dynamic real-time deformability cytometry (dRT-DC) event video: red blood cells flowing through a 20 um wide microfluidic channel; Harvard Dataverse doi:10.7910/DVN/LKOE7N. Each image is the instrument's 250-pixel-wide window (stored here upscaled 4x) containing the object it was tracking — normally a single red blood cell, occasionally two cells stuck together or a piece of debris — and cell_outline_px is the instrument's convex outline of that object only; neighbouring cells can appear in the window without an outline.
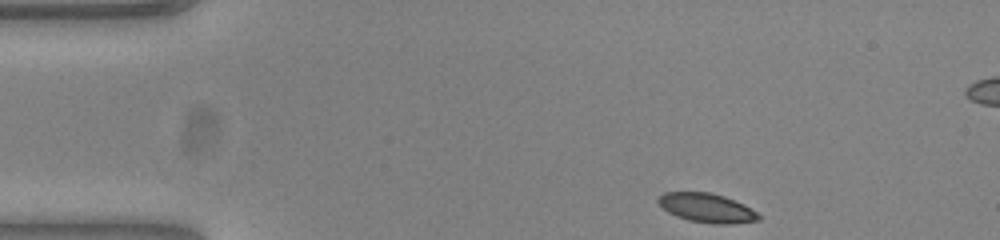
{"species": "common noctule bat (a hibernating species)", "species_latin": "Nyctalus noctula", "temperature_condition": "warm", "stored_images_in_passage": 47, "segment_of_instrument_passage": [1, 2], "camera_frame_rate_fps": 3000, "um_per_image_px": 0.085, "animal": {"sex": "female", "body_mass_g": 23.0, "forearm_length_mm": 53.4}, "frame": {"image": 1, "passage_image": 1, "time_ms": 0.0, "image_size_px": [1000, 240], "cell_outline_px": [[760, 220], [728, 224], [716, 224], [688, 220], [676, 216], [668, 212], [656, 200], [664, 192], [708, 192], [724, 196], [744, 204], [756, 212], [760, 216]], "centroid_in_image_um": [60.07, 17.67], "position_along_channel_um": 24.9, "area_um2": 16.88}}
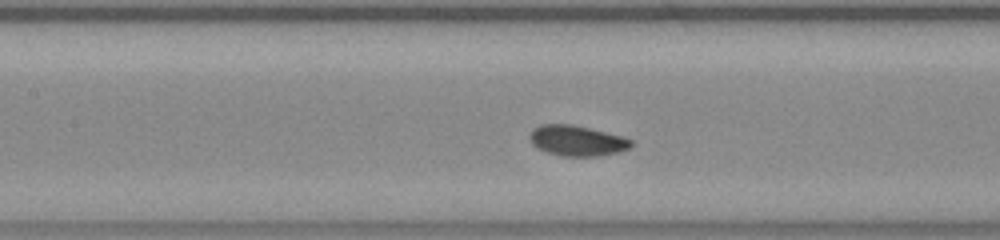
{"frame": {"image": 2, "passage_image": 17, "time_ms": 5.333, "image_size_px": [1000, 240], "cell_outline_px": [[632, 144], [628, 148], [620, 152], [596, 156], [560, 156], [536, 148], [532, 144], [528, 136], [532, 128], [540, 124], [572, 124], [620, 136], [632, 140]], "centroid_in_image_um": [48.97, 11.95], "position_along_channel_um": 158.4, "area_um2": 17.98}}
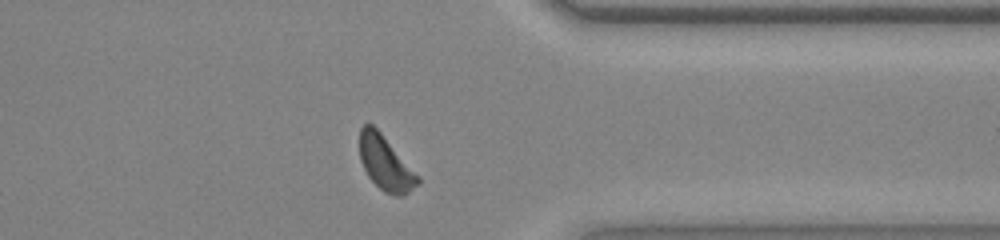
{"frame": {"image": 3, "passage_image": 35, "time_ms": 11.333, "image_size_px": [1000, 240], "cell_outline_px": [[420, 184], [404, 196], [396, 196], [384, 192], [368, 176], [360, 160], [360, 128], [364, 124], [372, 124], [380, 132], [420, 176]], "centroid_in_image_um": [32.8, 13.9], "position_along_channel_um": 378.6, "area_um2": 18.38}}